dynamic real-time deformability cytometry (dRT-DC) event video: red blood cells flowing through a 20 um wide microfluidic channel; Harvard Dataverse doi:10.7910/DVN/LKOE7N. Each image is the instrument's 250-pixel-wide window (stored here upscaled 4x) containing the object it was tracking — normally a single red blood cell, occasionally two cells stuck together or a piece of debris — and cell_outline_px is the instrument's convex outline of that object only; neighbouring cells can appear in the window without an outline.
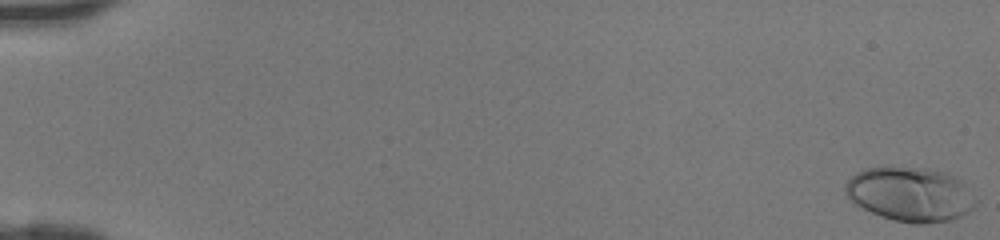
{"species": "human", "species_latin": "Homo sapiens", "temperature_condition": "room temperature", "stored_images_in_passage": 47, "camera_frame_rate_fps": 3000, "um_per_image_px": 0.085, "donor": {"sex": "female"}, "frame": {"image": 1, "passage_image": 1, "time_ms": 0.0, "image_size_px": [1000, 240], "cell_outline_px": [[980, 200], [968, 212], [960, 216], [948, 220], [924, 224], [912, 224], [892, 220], [872, 212], [856, 204], [844, 192], [844, 184], [856, 172], [864, 168], [884, 164], [924, 168], [948, 172], [956, 176]], "centroid_in_image_um": [77.37, 16.47], "position_along_channel_um": 7.6, "area_um2": 42.19}}
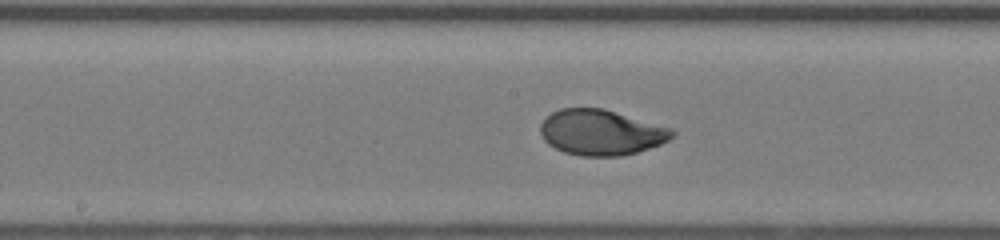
{"frame": {"image": 2, "passage_image": 26, "time_ms": 8.333, "image_size_px": [1000, 240], "cell_outline_px": [[676, 136], [660, 144], [636, 152], [620, 156], [580, 156], [564, 152], [548, 144], [544, 140], [540, 132], [540, 124], [552, 112], [560, 108], [604, 108], [672, 128], [676, 132]], "centroid_in_image_um": [51.1, 11.25], "position_along_channel_um": 197.1, "area_um2": 35.03}}
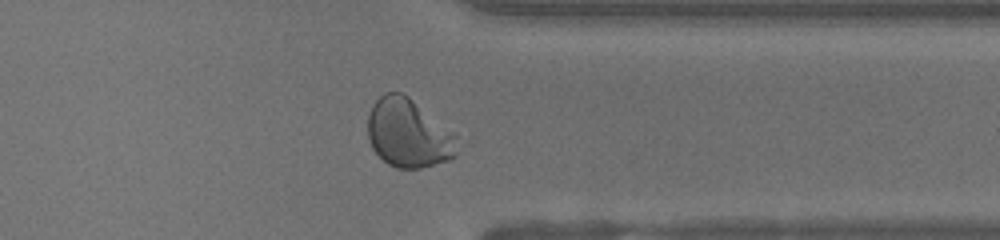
{"frame": {"image": 3, "passage_image": 38, "time_ms": 12.333, "image_size_px": [1000, 240], "cell_outline_px": [[464, 144], [456, 156], [452, 160], [420, 168], [396, 168], [388, 164], [372, 148], [368, 140], [368, 116], [372, 104], [384, 92], [400, 92], [408, 96], [456, 132]], "centroid_in_image_um": [34.81, 11.34], "position_along_channel_um": 376.6, "area_um2": 36.82}}